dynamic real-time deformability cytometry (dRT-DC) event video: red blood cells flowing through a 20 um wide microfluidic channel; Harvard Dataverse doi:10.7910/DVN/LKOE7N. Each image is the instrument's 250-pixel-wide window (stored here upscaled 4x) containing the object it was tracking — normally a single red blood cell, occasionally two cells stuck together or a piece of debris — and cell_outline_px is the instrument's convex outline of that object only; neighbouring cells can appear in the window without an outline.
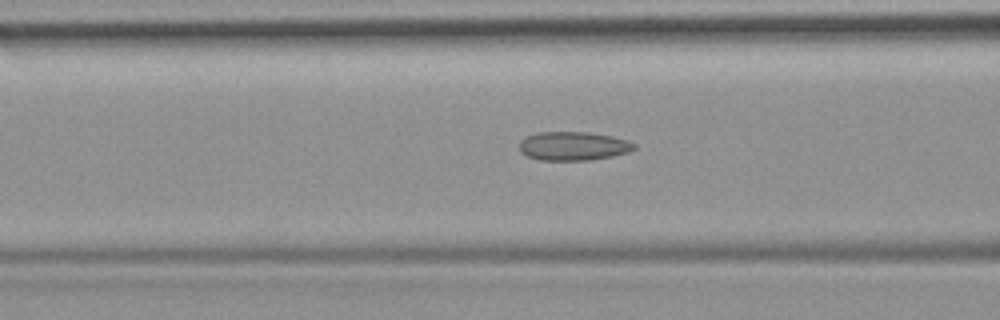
{"species": "common noctule bat (a hibernating species)", "species_latin": "Nyctalus noctula", "temperature_condition": "room temperature", "stored_images_in_passage": 42, "camera_frame_rate_fps": 3000, "um_per_image_px": 0.085, "animal": {"sex": "female", "body_mass_g": 19.9}, "frame": {"image": 1, "passage_image": 19, "time_ms": 6.0, "image_size_px": [1000, 320], "cell_outline_px": [[636, 148], [628, 152], [612, 156], [592, 160], [540, 160], [528, 156], [520, 152], [520, 140], [536, 132], [588, 132], [612, 136], [628, 140], [636, 144]], "centroid_in_image_um": [48.74, 12.41], "position_along_channel_um": 117.9, "area_um2": 19.31}, "authors_computed_cell_mechanics": {"area_um2": 18.9584, "velocity_mm_per_s": 3.9151, "shape_relaxation_time_tau1_ms": null, "shape_relaxation_time_tau2_ms": 1.8776, "deformation_change_tau1": null, "deformation_change_tau2": 0.0848}}